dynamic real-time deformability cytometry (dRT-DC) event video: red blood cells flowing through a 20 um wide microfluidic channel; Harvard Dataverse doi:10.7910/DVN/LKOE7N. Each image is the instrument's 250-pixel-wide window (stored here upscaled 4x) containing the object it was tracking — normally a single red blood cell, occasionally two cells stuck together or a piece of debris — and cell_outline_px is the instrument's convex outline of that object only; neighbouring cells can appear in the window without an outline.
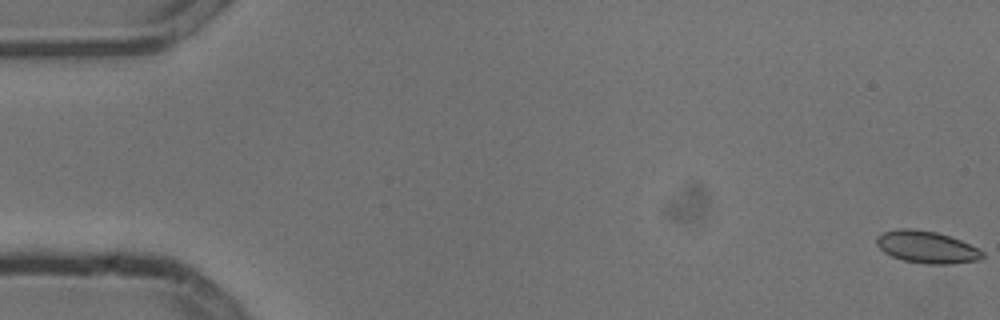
{"species": "common noctule bat (a hibernating species)", "species_latin": "Nyctalus noctula", "temperature_condition": "cold", "stored_images_in_passage": 6, "camera_frame_rate_fps": 3000, "um_per_image_px": 0.085, "animal": {"sex": "male", "body_mass_g": 13.3}, "frame": {"image": 1, "passage_image": 1, "time_ms": 0.0, "image_size_px": [1000, 320], "cell_outline_px": [[984, 256], [980, 260], [952, 264], [924, 264], [904, 260], [892, 256], [884, 252], [876, 244], [876, 236], [884, 232], [900, 228], [912, 228], [936, 232], [960, 240], [984, 252]], "centroid_in_image_um": [78.76, 21.01], "position_along_channel_um": 6.2, "area_um2": 19.77}}